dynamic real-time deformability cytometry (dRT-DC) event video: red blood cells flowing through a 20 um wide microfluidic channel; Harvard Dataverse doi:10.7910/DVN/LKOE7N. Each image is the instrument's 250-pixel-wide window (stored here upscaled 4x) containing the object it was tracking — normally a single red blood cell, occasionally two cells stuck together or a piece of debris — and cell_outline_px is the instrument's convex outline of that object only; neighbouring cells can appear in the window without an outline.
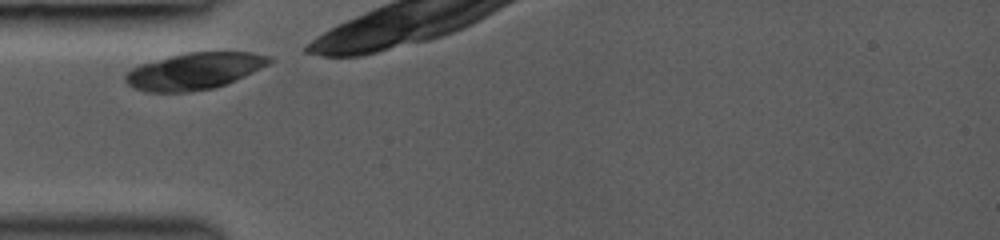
{"species": "common noctule bat (a hibernating species)", "species_latin": "Nyctalus noctula", "temperature_condition": "room temperature", "stored_images_in_passage": 4, "camera_frame_rate_fps": 3000, "um_per_image_px": 0.085, "animal": {"sex": "female", "body_mass_g": 19.0, "forearm_length_mm": 53.3}, "frame": {"image": 1, "passage_image": 1, "time_ms": 0.0, "image_size_px": [1000, 240], "cell_outline_px": [[276, 60], [236, 80], [216, 88], [184, 92], [144, 92], [132, 88], [124, 80], [124, 72], [140, 64], [188, 52], [252, 52], [272, 56]], "centroid_in_image_um": [16.51, 6.05], "position_along_channel_um": 68.5, "area_um2": 30.92}}